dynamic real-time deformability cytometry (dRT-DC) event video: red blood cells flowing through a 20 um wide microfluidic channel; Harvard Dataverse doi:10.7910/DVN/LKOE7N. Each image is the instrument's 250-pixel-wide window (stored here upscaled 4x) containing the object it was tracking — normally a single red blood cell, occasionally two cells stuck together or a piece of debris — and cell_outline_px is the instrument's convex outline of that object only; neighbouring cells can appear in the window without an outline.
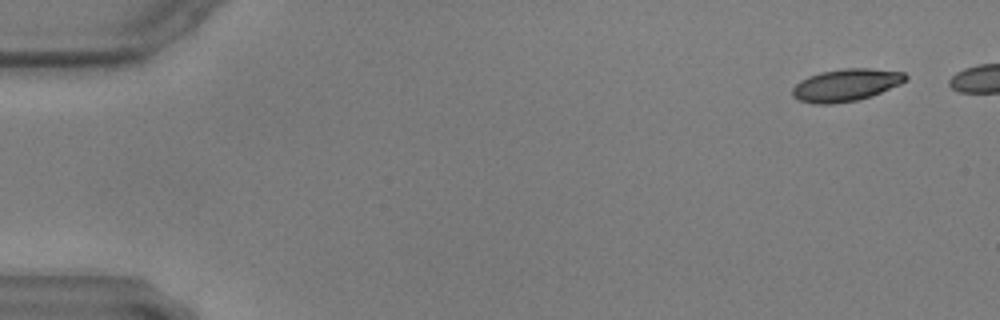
{"species": "common noctule bat (a hibernating species)", "species_latin": "Nyctalus noctula", "temperature_condition": "warm", "stored_images_in_passage": 49, "camera_frame_rate_fps": 3000, "um_per_image_px": 0.085, "animal": {"sex": "male", "body_mass_g": 17.9, "forearm_length_mm": 54.2}, "frame": {"image": 1, "passage_image": 1, "time_ms": 0.0, "image_size_px": [1000, 320], "cell_outline_px": [[908, 80], [900, 84], [872, 96], [856, 100], [832, 104], [812, 104], [800, 100], [792, 96], [792, 88], [800, 80], [808, 76], [824, 72], [844, 68], [868, 68], [904, 72], [908, 76]], "centroid_in_image_um": [71.92, 7.23], "position_along_channel_um": 13.1, "area_um2": 21.33}}
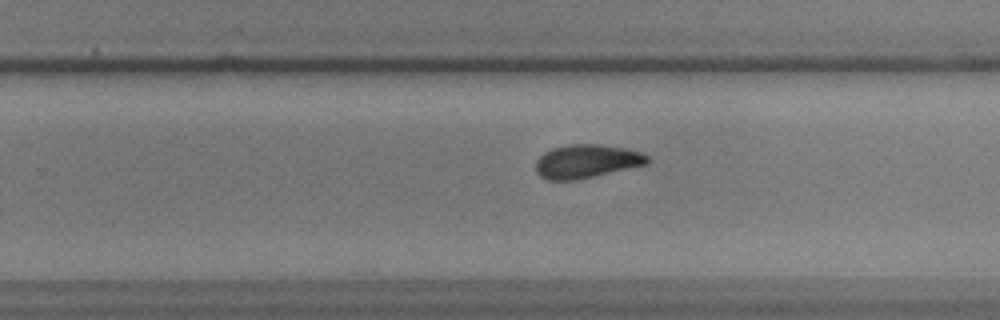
{"frame": {"image": 2, "passage_image": 35, "time_ms": 11.333, "image_size_px": [1000, 320], "cell_outline_px": [[648, 164], [576, 180], [548, 180], [540, 176], [536, 172], [536, 160], [544, 152], [552, 148], [568, 144], [600, 144], [624, 148], [640, 152], [648, 156]], "centroid_in_image_um": [49.83, 13.71], "position_along_channel_um": 280.0, "area_um2": 21.79}}
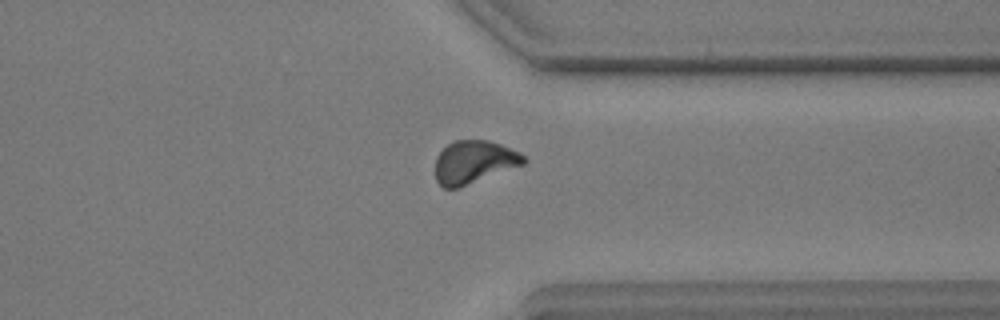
{"frame": {"image": 3, "passage_image": 43, "time_ms": 14.0, "image_size_px": [1000, 320], "cell_outline_px": [[528, 160], [524, 164], [460, 188], [444, 188], [436, 180], [436, 156], [448, 144], [456, 140], [488, 140], [500, 144], [520, 152]], "centroid_in_image_um": [40.3, 13.78], "position_along_channel_um": 371.1, "area_um2": 22.14}}